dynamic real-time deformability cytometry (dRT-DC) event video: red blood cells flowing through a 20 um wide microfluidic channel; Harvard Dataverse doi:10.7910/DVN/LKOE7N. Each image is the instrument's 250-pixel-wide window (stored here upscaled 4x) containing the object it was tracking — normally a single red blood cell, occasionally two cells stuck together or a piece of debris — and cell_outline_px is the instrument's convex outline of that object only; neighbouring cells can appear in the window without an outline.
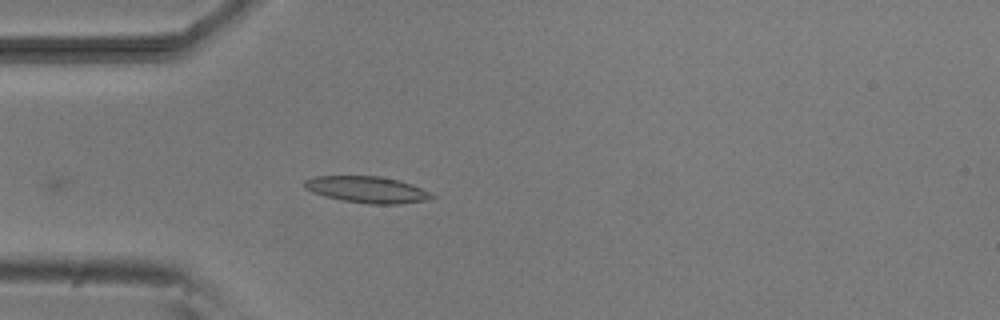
{"species": "common noctule bat (a hibernating species)", "species_latin": "Nyctalus noctula", "temperature_condition": "room temperature", "stored_images_in_passage": 6, "camera_frame_rate_fps": 3000, "um_per_image_px": 0.085, "animal": {"sex": "male", "body_mass_g": 20.5, "forearm_length_mm": 52.5}, "frame": {"image": 1, "passage_image": 6, "time_ms": 5.667, "image_size_px": [1000, 320], "cell_outline_px": [[436, 196], [428, 200], [400, 204], [368, 204], [344, 200], [324, 196], [312, 192], [304, 188], [304, 180], [316, 176], [380, 176], [396, 180], [420, 188]], "centroid_in_image_um": [31.16, 16.12], "position_along_channel_um": 53.8, "area_um2": 19.42}}